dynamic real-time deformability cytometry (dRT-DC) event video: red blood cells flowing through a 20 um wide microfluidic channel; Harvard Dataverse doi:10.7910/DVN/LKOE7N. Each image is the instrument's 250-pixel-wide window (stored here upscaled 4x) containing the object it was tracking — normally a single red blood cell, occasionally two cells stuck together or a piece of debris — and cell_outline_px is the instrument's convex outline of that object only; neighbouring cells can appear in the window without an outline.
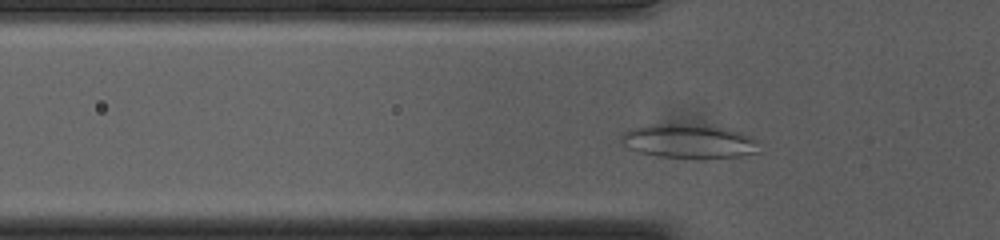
{"species": "common noctule bat (a hibernating species)", "species_latin": "Nyctalus noctula", "temperature_condition": "cold", "stored_images_in_passage": 37, "camera_frame_rate_fps": 3000, "um_per_image_px": 0.085, "animal": {"sex": "female", "body_mass_g": 23.0, "forearm_length_mm": 53.4}, "frame": {"image": 1, "passage_image": 8, "time_ms": 2.333, "image_size_px": [1000, 240], "cell_outline_px": [[764, 152], [740, 156], [660, 156], [636, 152], [628, 148], [620, 140], [620, 136], [628, 128], [652, 124], [704, 124], [732, 128], [756, 140]], "centroid_in_image_um": [58.57, 11.96], "position_along_channel_um": 67.2, "area_um2": 27.34}}
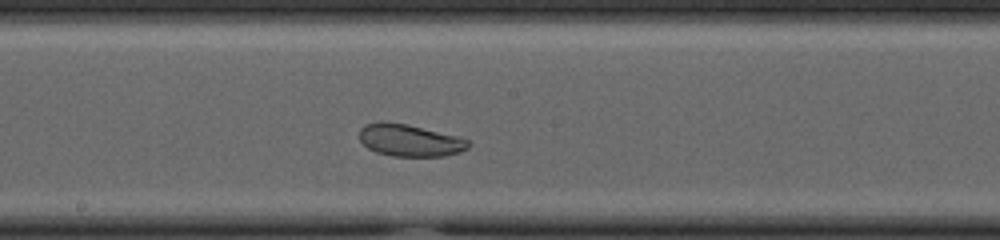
{"frame": {"image": 2, "passage_image": 20, "time_ms": 6.333, "image_size_px": [1000, 240], "cell_outline_px": [[472, 144], [468, 148], [460, 152], [444, 156], [392, 156], [376, 152], [368, 148], [360, 140], [360, 128], [364, 124], [380, 120], [384, 120], [408, 124], [456, 136], [468, 140]], "centroid_in_image_um": [34.8, 11.91], "position_along_channel_um": 213.4, "area_um2": 20.58}}
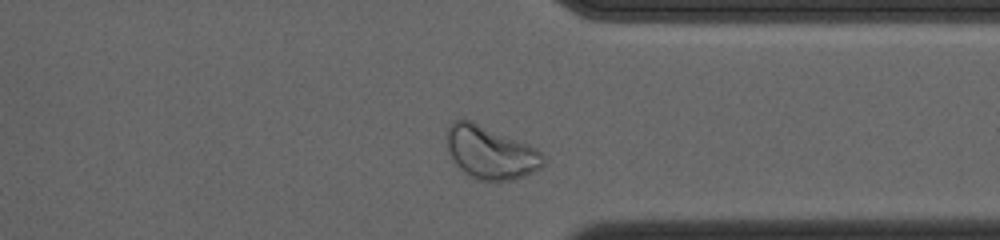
{"frame": {"image": 3, "passage_image": 33, "time_ms": 10.667, "image_size_px": [1000, 240], "cell_outline_px": [[544, 164], [540, 168], [524, 176], [512, 180], [476, 180], [464, 172], [456, 164], [448, 152], [448, 128], [452, 120], [464, 116], [528, 144], [536, 148], [544, 156]], "centroid_in_image_um": [41.67, 12.93], "position_along_channel_um": 369.7, "area_um2": 29.88}, "authors_computed_cell_mechanics": {"area_um2": 23.4668, "velocity_mm_per_s": 3.6504, "shape_relaxation_time_tau1_ms": null, "shape_relaxation_time_tau2_ms": 6.1664, "deformation_change_tau1": null, "deformation_change_tau2": 0.0669}}